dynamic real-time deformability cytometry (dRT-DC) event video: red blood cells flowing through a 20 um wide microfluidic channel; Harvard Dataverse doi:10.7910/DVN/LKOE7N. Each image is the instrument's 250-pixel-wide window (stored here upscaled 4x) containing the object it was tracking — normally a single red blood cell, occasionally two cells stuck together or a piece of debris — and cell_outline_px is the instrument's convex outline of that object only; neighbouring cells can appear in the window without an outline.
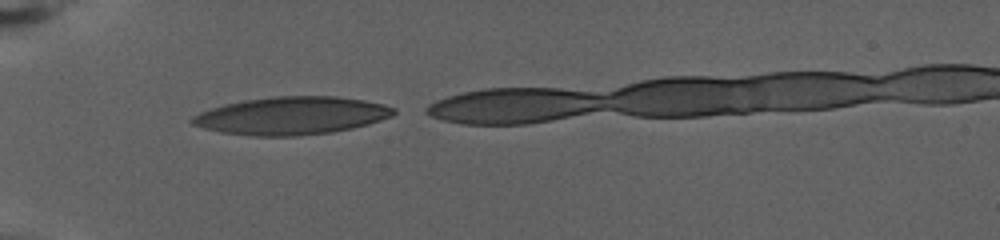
{"species": "human", "species_latin": "Homo sapiens", "temperature_condition": "warm", "stored_images_in_passage": 41, "camera_frame_rate_fps": 3000, "um_per_image_px": 0.085, "donor": {"sex": "female"}, "frame": {"image": 1, "passage_image": 1, "time_ms": 0.0, "image_size_px": [1000, 240], "cell_outline_px": [[396, 112], [392, 116], [368, 124], [352, 128], [332, 132], [296, 136], [256, 136], [220, 132], [204, 128], [192, 124], [188, 120], [192, 116], [200, 112], [224, 104], [244, 100], [272, 96], [336, 96], [364, 100], [384, 104], [396, 108]], "centroid_in_image_um": [24.78, 9.83], "position_along_channel_um": 60.2, "area_um2": 44.51}}
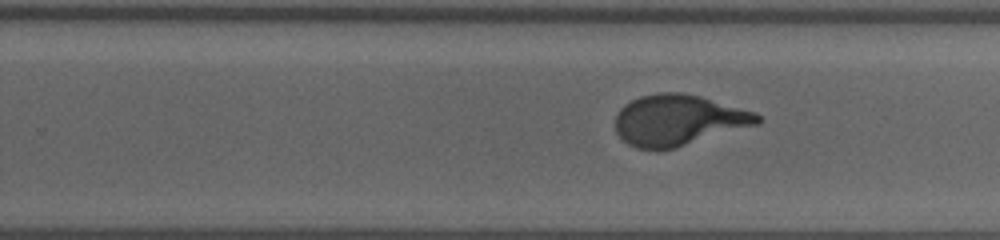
{"frame": {"image": 2, "passage_image": 25, "time_ms": 8.0, "image_size_px": [1000, 240], "cell_outline_px": [[760, 124], [676, 148], [656, 152], [636, 148], [628, 144], [616, 132], [616, 116], [620, 108], [624, 104], [640, 96], [656, 92], [684, 92], [700, 96], [756, 112], [760, 116]], "centroid_in_image_um": [57.66, 10.23], "position_along_channel_um": 272.1, "area_um2": 42.71}}
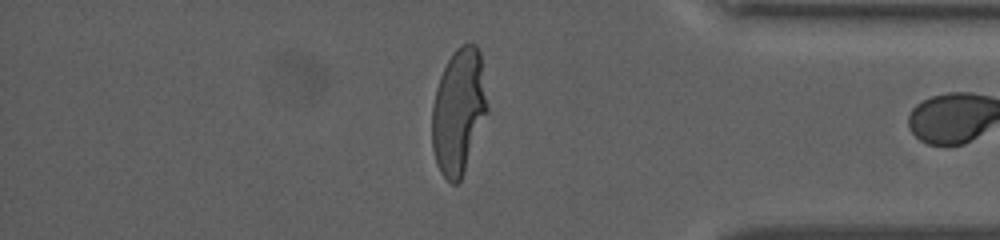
{"frame": {"image": 3, "passage_image": 40, "time_ms": 13.0, "image_size_px": [1000, 240], "cell_outline_px": [[488, 108], [464, 172], [460, 180], [456, 184], [452, 184], [440, 172], [436, 164], [432, 148], [432, 104], [436, 88], [440, 76], [452, 52], [460, 44], [476, 44], [480, 52]], "centroid_in_image_um": [38.96, 9.44], "position_along_channel_um": 396.2, "area_um2": 40.17}}